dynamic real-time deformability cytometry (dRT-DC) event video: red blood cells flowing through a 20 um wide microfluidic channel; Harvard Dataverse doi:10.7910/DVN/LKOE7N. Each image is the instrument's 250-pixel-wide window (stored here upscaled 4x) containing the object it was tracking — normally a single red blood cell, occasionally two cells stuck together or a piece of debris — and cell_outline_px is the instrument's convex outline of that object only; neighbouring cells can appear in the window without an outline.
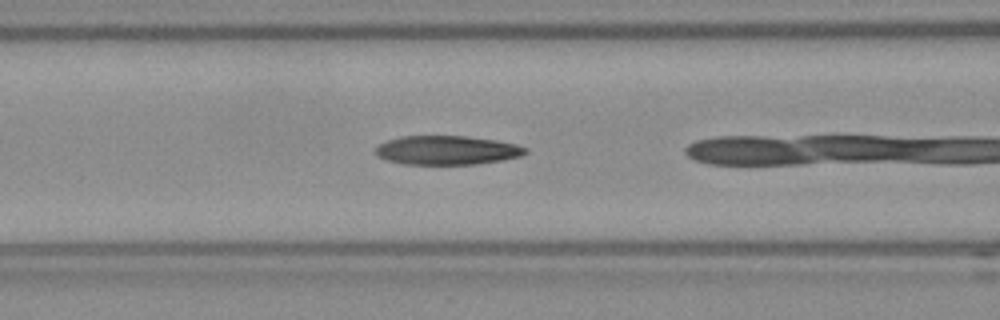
{"species": "Egyptian fruit bat (a non-hibernating species)", "species_latin": "Rousettus aegyptiacus", "temperature_condition": "room temperature", "stored_images_in_passage": 24, "camera_frame_rate_fps": 3000, "um_per_image_px": 0.085, "frame": {"image": 1, "passage_image": 4, "time_ms": 1.0, "image_size_px": [1000, 320], "cell_outline_px": [[528, 152], [520, 156], [504, 160], [476, 164], [404, 164], [388, 160], [376, 156], [376, 148], [380, 144], [388, 140], [400, 136], [464, 136], [496, 140], [516, 144], [528, 148]], "centroid_in_image_um": [38.02, 12.77], "position_along_channel_um": 128.6, "area_um2": 25.32}}